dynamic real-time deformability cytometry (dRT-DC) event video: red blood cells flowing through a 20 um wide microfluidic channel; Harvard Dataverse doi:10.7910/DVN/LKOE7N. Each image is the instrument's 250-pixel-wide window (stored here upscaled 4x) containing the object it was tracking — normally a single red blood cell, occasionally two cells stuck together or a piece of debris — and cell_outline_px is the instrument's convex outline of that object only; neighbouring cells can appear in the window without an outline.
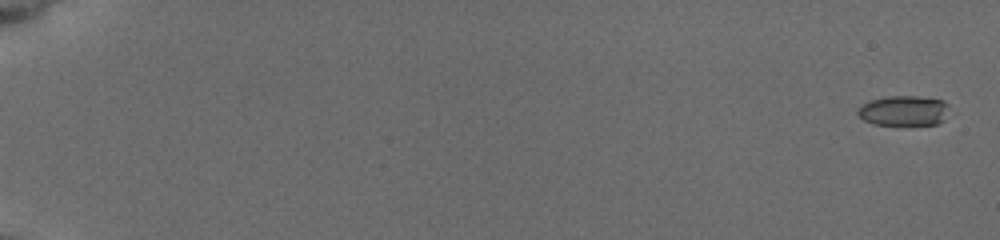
{"species": "common noctule bat (a hibernating species)", "species_latin": "Nyctalus noctula", "temperature_condition": "cold", "stored_images_in_passage": 62, "camera_frame_rate_fps": 3000, "um_per_image_px": 0.085, "animal": {"sex": "female", "body_mass_g": 19.5, "forearm_length_mm": 54.1}, "frame": {"image": 1, "passage_image": 2, "time_ms": 0.333, "image_size_px": [1000, 240], "cell_outline_px": [[956, 112], [944, 120], [936, 124], [872, 124], [864, 120], [856, 112], [856, 108], [860, 104], [868, 100], [884, 96], [916, 96], [944, 100]], "centroid_in_image_um": [76.89, 9.39], "position_along_channel_um": 8.1, "area_um2": 16.7}}
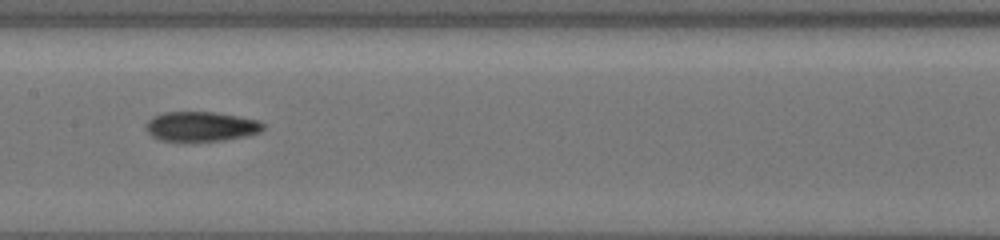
{"frame": {"image": 2, "passage_image": 37, "time_ms": 10.667, "image_size_px": [1000, 240], "cell_outline_px": [[264, 128], [260, 132], [244, 136], [224, 140], [160, 140], [152, 136], [148, 132], [148, 120], [152, 116], [164, 112], [212, 112], [260, 120], [264, 124]], "centroid_in_image_um": [17.11, 10.73], "position_along_channel_um": 190.3, "area_um2": 19.88}}
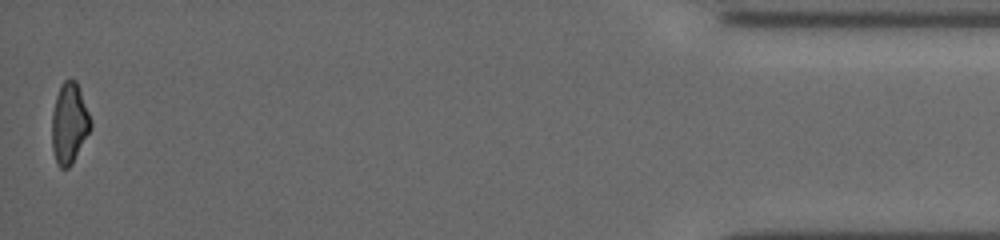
{"frame": {"image": 3, "passage_image": 61, "time_ms": 19.0, "image_size_px": [1000, 240], "cell_outline_px": [[92, 128], [72, 164], [68, 168], [60, 168], [56, 164], [52, 148], [52, 112], [56, 96], [60, 84], [64, 80], [76, 80], [92, 120]], "centroid_in_image_um": [5.89, 10.5], "position_along_channel_um": 429.3, "area_um2": 18.44}, "authors_computed_cell_mechanics": {"area_um2": 18.4671, "velocity_mm_per_s": 3.7633, "shape_relaxation_time_tau1_ms": 9.1885, "shape_relaxation_time_tau2_ms": 3.0494, "deformation_change_tau1": 0.2278, "deformation_change_tau2": 0.0986}}